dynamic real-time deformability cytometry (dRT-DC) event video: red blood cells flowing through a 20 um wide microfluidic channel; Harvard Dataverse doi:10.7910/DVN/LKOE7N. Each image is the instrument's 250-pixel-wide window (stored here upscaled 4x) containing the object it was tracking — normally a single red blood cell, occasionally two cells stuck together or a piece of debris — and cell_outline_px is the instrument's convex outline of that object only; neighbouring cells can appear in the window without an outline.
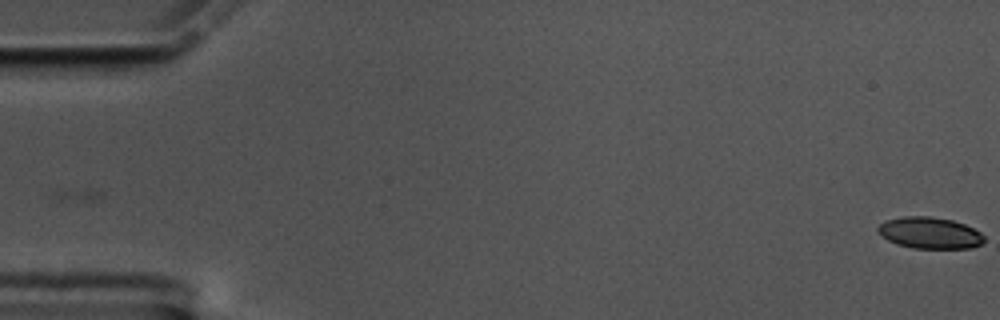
{"species": "common noctule bat (a hibernating species)", "species_latin": "Nyctalus noctula", "temperature_condition": "cold", "stored_images_in_passage": 50, "camera_frame_rate_fps": 3000, "um_per_image_px": 0.085, "animal": {"sex": "male", "body_mass_g": 17.5, "forearm_length_mm": 52.3}, "frame": {"image": 1, "passage_image": 1, "time_ms": 0.0, "image_size_px": [1000, 320], "cell_outline_px": [[984, 240], [980, 244], [972, 248], [912, 248], [896, 244], [880, 236], [876, 228], [884, 220], [904, 216], [932, 216], [952, 220], [964, 224], [980, 232], [984, 236]], "centroid_in_image_um": [78.99, 19.79], "position_along_channel_um": 6.0, "area_um2": 19.59}}
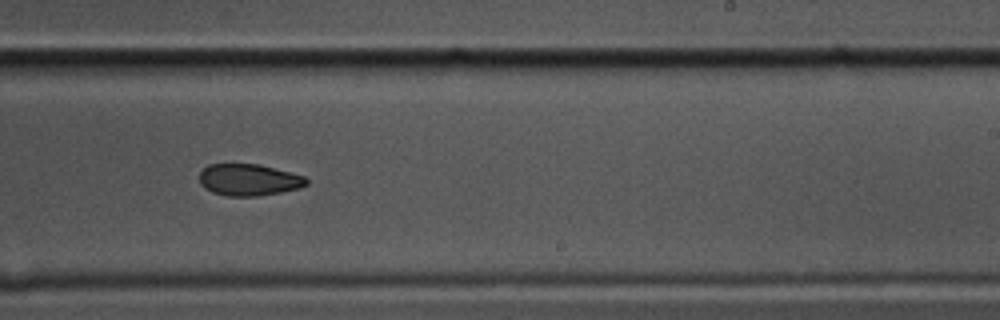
{"frame": {"image": 2, "passage_image": 36, "time_ms": 11.667, "image_size_px": [1000, 320], "cell_outline_px": [[308, 184], [300, 188], [260, 196], [228, 196], [212, 192], [204, 188], [200, 184], [200, 172], [208, 164], [260, 164], [304, 176], [308, 180]], "centroid_in_image_um": [21.15, 15.29], "position_along_channel_um": 267.9, "area_um2": 19.83}}
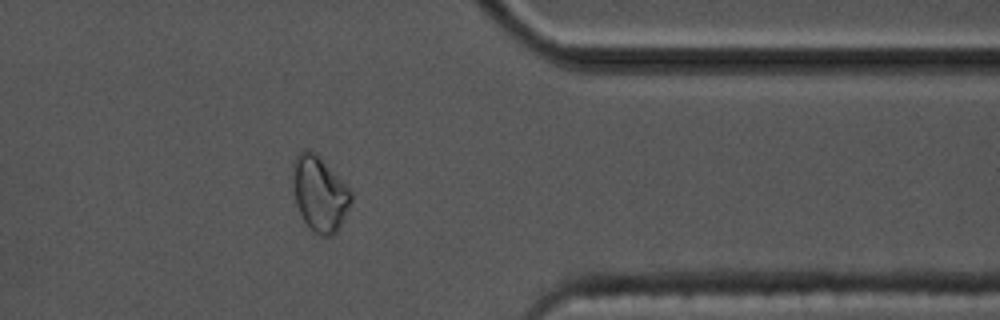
{"frame": {"image": 3, "passage_image": 47, "time_ms": 15.333, "image_size_px": [1000, 320], "cell_outline_px": [[352, 200], [336, 232], [332, 236], [320, 236], [304, 220], [296, 204], [292, 184], [292, 160], [304, 148], [316, 152], [352, 192]], "centroid_in_image_um": [27.13, 16.41], "position_along_channel_um": 384.3, "area_um2": 25.32}}